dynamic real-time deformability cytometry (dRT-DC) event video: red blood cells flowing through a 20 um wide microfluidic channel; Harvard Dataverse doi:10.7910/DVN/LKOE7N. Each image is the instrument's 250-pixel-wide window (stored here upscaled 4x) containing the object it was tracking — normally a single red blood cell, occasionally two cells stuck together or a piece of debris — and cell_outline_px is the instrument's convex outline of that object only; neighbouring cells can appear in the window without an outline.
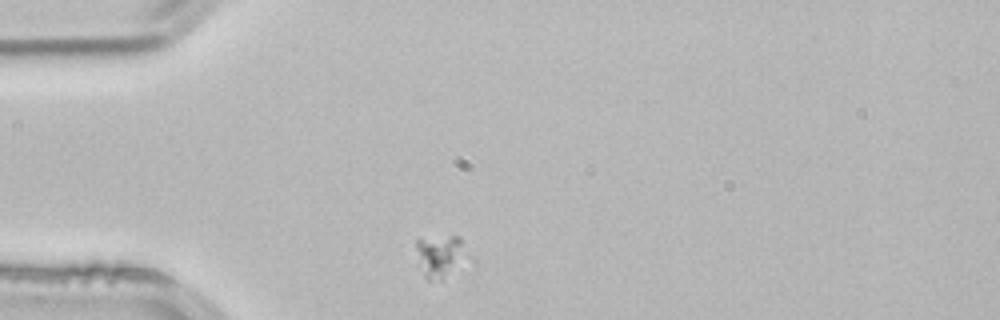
{"species": "common noctule bat (a hibernating species)", "species_latin": "Nyctalus noctula", "temperature_condition": "room temperature", "stored_images_in_passage": 1, "camera_frame_rate_fps": 3000, "um_per_image_px": 0.085, "animal": {"sex": "male", "body_mass_g": 21.5, "forearm_length_mm": 52.0}, "frame": {"image": 1, "passage_image": 1, "time_ms": 0.0, "image_size_px": [1000, 320], "cell_outline_px": [[460, 244], [456, 260], [440, 280], [428, 280], [424, 276], [416, 248], [416, 240], [452, 236], [460, 236]], "centroid_in_image_um": [37.19, 21.72], "position_along_channel_um": 47.8, "area_um2": 10.4}}